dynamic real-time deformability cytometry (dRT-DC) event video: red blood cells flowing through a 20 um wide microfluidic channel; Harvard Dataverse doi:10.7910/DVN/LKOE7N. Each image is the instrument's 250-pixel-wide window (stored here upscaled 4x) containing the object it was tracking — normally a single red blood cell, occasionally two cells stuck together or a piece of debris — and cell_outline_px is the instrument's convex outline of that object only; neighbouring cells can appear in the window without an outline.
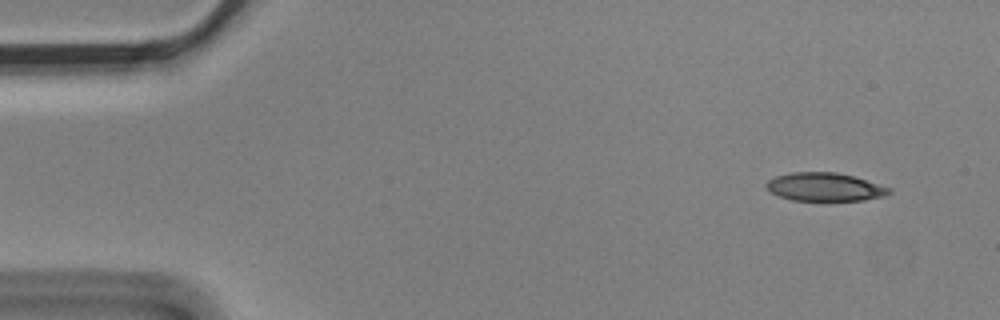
{"species": "Egyptian fruit bat (a non-hibernating species)", "species_latin": "Rousettus aegyptiacus", "temperature_condition": "cold", "stored_images_in_passage": 4, "camera_frame_rate_fps": 3000, "um_per_image_px": 0.085, "animal": {"sex": "male"}, "frame": {"image": 1, "passage_image": 1, "time_ms": 0.0, "image_size_px": [1000, 320], "cell_outline_px": [[892, 192], [884, 196], [864, 200], [792, 200], [780, 196], [772, 192], [764, 184], [768, 180], [776, 176], [792, 172], [836, 172], [852, 176], [892, 188]], "centroid_in_image_um": [70.12, 15.88], "position_along_channel_um": 14.9, "area_um2": 20.06}}
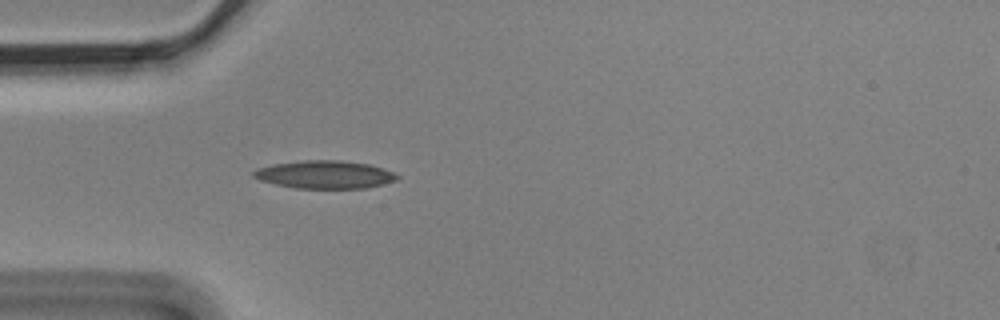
{"frame": {"image": 2, "passage_image": 4, "time_ms": 1.0, "image_size_px": [1000, 320], "cell_outline_px": [[400, 176], [396, 180], [384, 184], [364, 188], [296, 188], [276, 184], [260, 180], [252, 176], [252, 172], [256, 168], [272, 164], [304, 160], [340, 160], [368, 164], [384, 168], [396, 172]], "centroid_in_image_um": [27.62, 14.83], "position_along_channel_um": 57.4, "area_um2": 23.47}}